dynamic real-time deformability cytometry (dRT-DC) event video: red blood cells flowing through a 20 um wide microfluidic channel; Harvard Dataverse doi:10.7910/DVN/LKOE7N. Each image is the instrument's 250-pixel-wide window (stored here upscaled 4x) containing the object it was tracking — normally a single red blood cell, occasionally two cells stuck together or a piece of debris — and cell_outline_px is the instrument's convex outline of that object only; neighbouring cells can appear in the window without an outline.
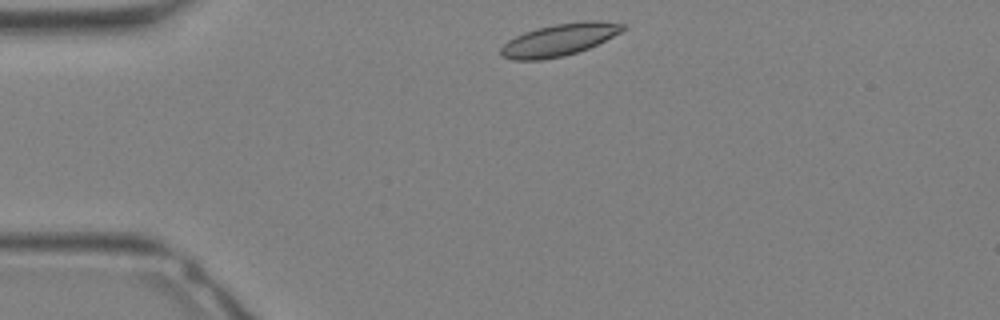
{"species": "Egyptian fruit bat (a non-hibernating species)", "species_latin": "Rousettus aegyptiacus", "temperature_condition": "warm", "stored_images_in_passage": 26, "camera_frame_rate_fps": 3000, "um_per_image_px": 0.085, "animal": {"sex": "female"}, "frame": {"image": 1, "passage_image": 1, "time_ms": 0.0, "image_size_px": [1000, 320], "cell_outline_px": [[624, 28], [620, 32], [588, 48], [564, 56], [540, 60], [512, 60], [500, 56], [500, 48], [508, 40], [524, 32], [536, 28], [556, 24], [584, 20], [596, 20], [624, 24]], "centroid_in_image_um": [47.47, 3.38], "position_along_channel_um": 37.5, "area_um2": 22.66}}
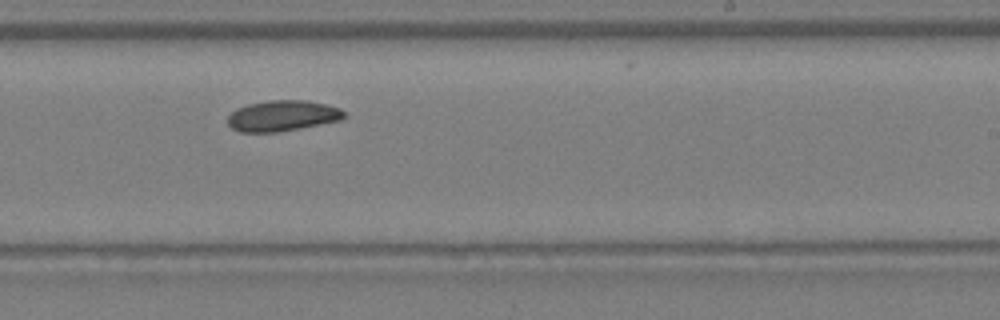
{"frame": {"image": 2, "passage_image": 14, "time_ms": 4.333, "image_size_px": [1000, 320], "cell_outline_px": [[344, 116], [340, 120], [300, 128], [276, 132], [240, 132], [232, 128], [228, 124], [228, 116], [236, 108], [248, 104], [268, 100], [308, 100], [328, 104], [340, 108], [344, 112]], "centroid_in_image_um": [24.0, 9.83], "position_along_channel_um": 265.0, "area_um2": 20.87}}
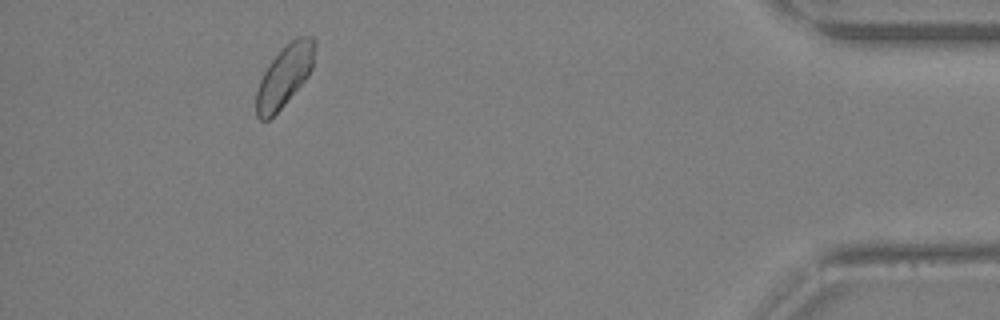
{"frame": {"image": 3, "passage_image": 24, "time_ms": 7.667, "image_size_px": [1000, 320], "cell_outline_px": [[316, 48], [312, 68], [308, 76], [284, 104], [268, 120], [260, 120], [256, 116], [256, 92], [260, 80], [268, 64], [292, 40], [300, 36], [312, 36], [316, 40]], "centroid_in_image_um": [24.2, 6.45], "position_along_channel_um": 411.0, "area_um2": 20.58}}